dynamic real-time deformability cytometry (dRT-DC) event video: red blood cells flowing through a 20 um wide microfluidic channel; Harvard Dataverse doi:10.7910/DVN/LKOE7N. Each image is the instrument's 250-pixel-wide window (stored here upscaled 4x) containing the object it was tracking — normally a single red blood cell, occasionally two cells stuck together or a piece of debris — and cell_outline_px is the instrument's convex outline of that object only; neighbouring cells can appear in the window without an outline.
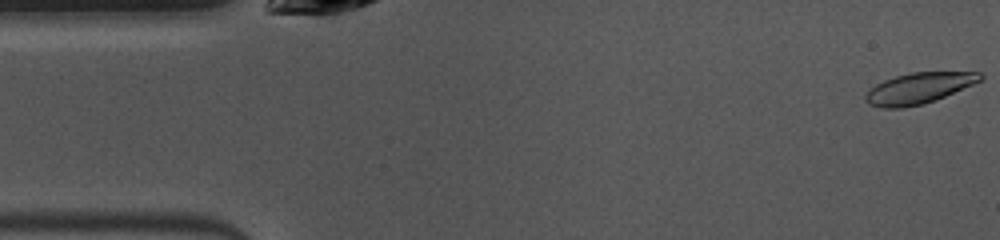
{"species": "common noctule bat (a hibernating species)", "species_latin": "Nyctalus noctula", "temperature_condition": "warm", "stored_images_in_passage": 49, "camera_frame_rate_fps": 3000, "um_per_image_px": 0.085, "animal": {"sex": "female", "body_mass_g": 10.0, "forearm_length_mm": 53.1}, "frame": {"image": 1, "passage_image": 1, "time_ms": 0.0, "image_size_px": [1000, 240], "cell_outline_px": [[984, 76], [980, 80], [972, 84], [936, 100], [924, 104], [904, 108], [884, 108], [868, 104], [864, 100], [864, 96], [876, 84], [884, 80], [896, 76], [912, 72], [980, 72]], "centroid_in_image_um": [78.06, 7.51], "position_along_channel_um": 6.9, "area_um2": 20.52}}
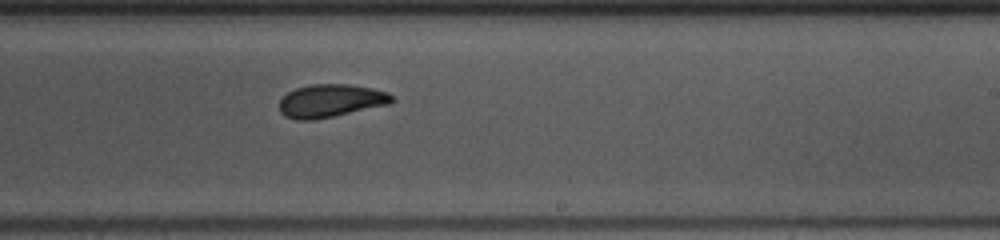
{"frame": {"image": 2, "passage_image": 28, "time_ms": 9.0, "image_size_px": [1000, 240], "cell_outline_px": [[396, 100], [388, 104], [332, 116], [312, 120], [296, 120], [284, 116], [280, 112], [280, 100], [288, 92], [296, 88], [312, 84], [348, 84], [372, 88], [388, 92]], "centroid_in_image_um": [28.1, 8.56], "position_along_channel_um": 260.9, "area_um2": 21.44}}
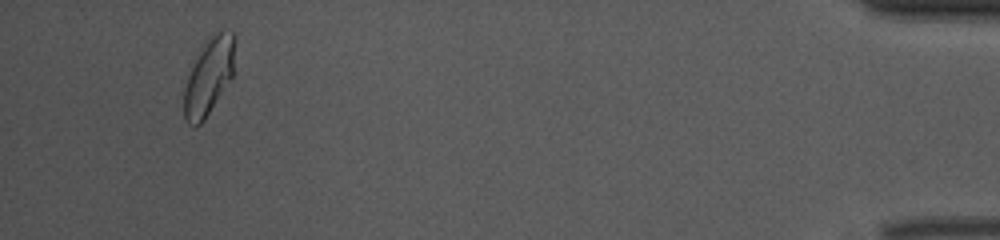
{"frame": {"image": 3, "passage_image": 46, "time_ms": 15.0, "image_size_px": [1000, 240], "cell_outline_px": [[236, 36], [232, 76], [204, 120], [196, 128], [188, 124], [184, 120], [184, 88], [196, 52], [204, 40], [212, 32], [220, 28], [224, 28], [232, 32]], "centroid_in_image_um": [17.74, 6.4], "position_along_channel_um": 417.5, "area_um2": 23.35}, "authors_computed_cell_mechanics": {"area_um2": 21.7906, "velocity_mm_per_s": 3.9586, "shape_relaxation_time_tau1_ms": 3.9036, "shape_relaxation_time_tau2_ms": 0.8731, "deformation_change_tau1": 0.1407, "deformation_change_tau2": 0.0605}}